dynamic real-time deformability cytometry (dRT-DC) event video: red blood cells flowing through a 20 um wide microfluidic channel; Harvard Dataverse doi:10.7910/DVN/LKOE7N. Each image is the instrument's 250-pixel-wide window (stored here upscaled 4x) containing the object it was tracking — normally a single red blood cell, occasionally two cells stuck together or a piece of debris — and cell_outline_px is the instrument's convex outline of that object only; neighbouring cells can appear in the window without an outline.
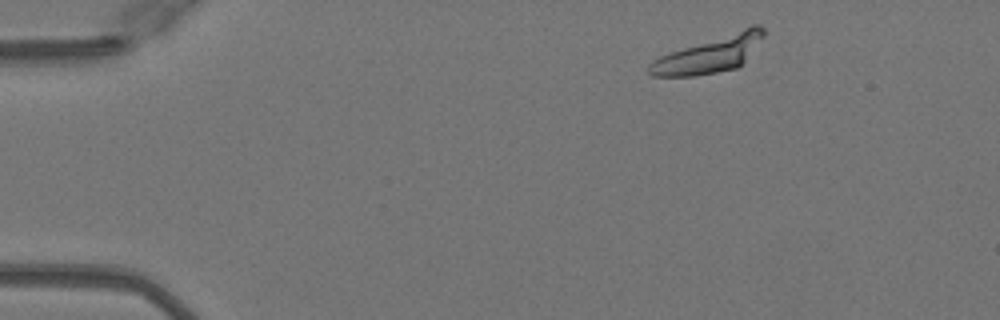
{"species": "Egyptian fruit bat (a non-hibernating species)", "species_latin": "Rousettus aegyptiacus", "temperature_condition": "warm", "stored_images_in_passage": 16, "camera_frame_rate_fps": 3000, "um_per_image_px": 0.085, "animal": {"sex": "female"}, "frame": {"image": 1, "passage_image": 4, "time_ms": 1.0, "image_size_px": [1000, 320], "cell_outline_px": [[764, 36], [744, 60], [736, 68], [716, 72], [692, 76], [652, 76], [648, 72], [648, 64], [652, 60], [660, 56], [752, 24], [760, 24], [764, 28]], "centroid_in_image_um": [60.3, 4.61], "position_along_channel_um": 24.7, "area_um2": 23.81}}
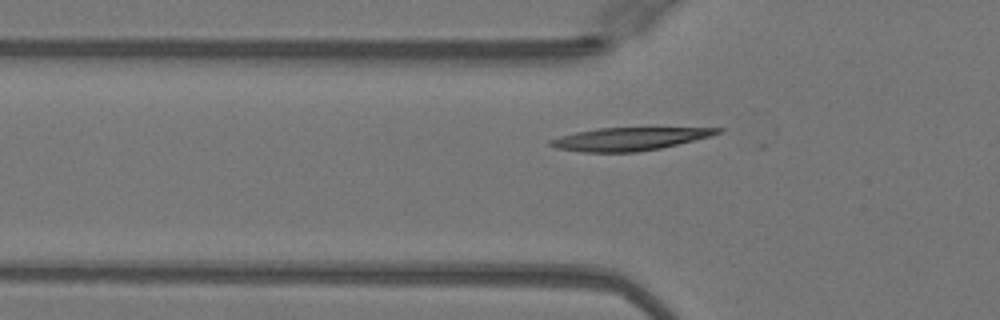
{"frame": {"image": 2, "passage_image": 14, "time_ms": 4.333, "image_size_px": [1000, 320], "cell_outline_px": [[724, 128], [720, 132], [712, 136], [660, 148], [636, 152], [580, 152], [556, 148], [548, 144], [548, 140], [560, 136], [576, 132], [596, 128]], "centroid_in_image_um": [53.44, 11.81], "position_along_channel_um": 72.4, "area_um2": 22.2}}